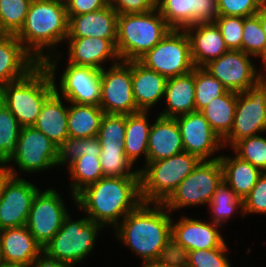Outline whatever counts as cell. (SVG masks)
I'll use <instances>...</instances> for the list:
<instances>
[{
    "mask_svg": "<svg viewBox=\"0 0 266 267\" xmlns=\"http://www.w3.org/2000/svg\"><path fill=\"white\" fill-rule=\"evenodd\" d=\"M171 217L163 203L141 202L114 228L115 235L143 264L164 261L173 257Z\"/></svg>",
    "mask_w": 266,
    "mask_h": 267,
    "instance_id": "cell-1",
    "label": "cell"
},
{
    "mask_svg": "<svg viewBox=\"0 0 266 267\" xmlns=\"http://www.w3.org/2000/svg\"><path fill=\"white\" fill-rule=\"evenodd\" d=\"M75 197V205L90 220L114 229L142 202L140 176L103 177L84 187Z\"/></svg>",
    "mask_w": 266,
    "mask_h": 267,
    "instance_id": "cell-2",
    "label": "cell"
},
{
    "mask_svg": "<svg viewBox=\"0 0 266 267\" xmlns=\"http://www.w3.org/2000/svg\"><path fill=\"white\" fill-rule=\"evenodd\" d=\"M68 32L69 17L63 0H32L15 36L38 63H44L56 53L53 48L66 42Z\"/></svg>",
    "mask_w": 266,
    "mask_h": 267,
    "instance_id": "cell-3",
    "label": "cell"
},
{
    "mask_svg": "<svg viewBox=\"0 0 266 267\" xmlns=\"http://www.w3.org/2000/svg\"><path fill=\"white\" fill-rule=\"evenodd\" d=\"M55 92L50 71L39 63L25 77L0 89V100L16 117L21 127L35 124L45 101Z\"/></svg>",
    "mask_w": 266,
    "mask_h": 267,
    "instance_id": "cell-4",
    "label": "cell"
},
{
    "mask_svg": "<svg viewBox=\"0 0 266 267\" xmlns=\"http://www.w3.org/2000/svg\"><path fill=\"white\" fill-rule=\"evenodd\" d=\"M159 10L118 14L116 49L121 61H138L171 30Z\"/></svg>",
    "mask_w": 266,
    "mask_h": 267,
    "instance_id": "cell-5",
    "label": "cell"
},
{
    "mask_svg": "<svg viewBox=\"0 0 266 267\" xmlns=\"http://www.w3.org/2000/svg\"><path fill=\"white\" fill-rule=\"evenodd\" d=\"M201 160L188 152L151 161L139 170L142 202L164 203Z\"/></svg>",
    "mask_w": 266,
    "mask_h": 267,
    "instance_id": "cell-6",
    "label": "cell"
},
{
    "mask_svg": "<svg viewBox=\"0 0 266 267\" xmlns=\"http://www.w3.org/2000/svg\"><path fill=\"white\" fill-rule=\"evenodd\" d=\"M103 226L87 216L73 220L68 215L59 231L43 247V251L59 262L76 265L93 252L98 233Z\"/></svg>",
    "mask_w": 266,
    "mask_h": 267,
    "instance_id": "cell-7",
    "label": "cell"
},
{
    "mask_svg": "<svg viewBox=\"0 0 266 267\" xmlns=\"http://www.w3.org/2000/svg\"><path fill=\"white\" fill-rule=\"evenodd\" d=\"M222 181L223 170L219 159L201 160L163 205L171 213L188 206L208 205Z\"/></svg>",
    "mask_w": 266,
    "mask_h": 267,
    "instance_id": "cell-8",
    "label": "cell"
},
{
    "mask_svg": "<svg viewBox=\"0 0 266 267\" xmlns=\"http://www.w3.org/2000/svg\"><path fill=\"white\" fill-rule=\"evenodd\" d=\"M56 55H51L43 63L51 73L55 83V91L63 96L66 102L99 105L101 99V70L91 66H77L68 63L60 77V88L58 89L55 77L57 73L55 71L57 70L58 58L60 60L61 55L57 53Z\"/></svg>",
    "mask_w": 266,
    "mask_h": 267,
    "instance_id": "cell-9",
    "label": "cell"
},
{
    "mask_svg": "<svg viewBox=\"0 0 266 267\" xmlns=\"http://www.w3.org/2000/svg\"><path fill=\"white\" fill-rule=\"evenodd\" d=\"M138 61L166 79L187 74L195 67L191 58L190 40L184 29H171Z\"/></svg>",
    "mask_w": 266,
    "mask_h": 267,
    "instance_id": "cell-10",
    "label": "cell"
},
{
    "mask_svg": "<svg viewBox=\"0 0 266 267\" xmlns=\"http://www.w3.org/2000/svg\"><path fill=\"white\" fill-rule=\"evenodd\" d=\"M266 132V80H260L245 92L237 93L234 122L222 140L231 147L239 140Z\"/></svg>",
    "mask_w": 266,
    "mask_h": 267,
    "instance_id": "cell-11",
    "label": "cell"
},
{
    "mask_svg": "<svg viewBox=\"0 0 266 267\" xmlns=\"http://www.w3.org/2000/svg\"><path fill=\"white\" fill-rule=\"evenodd\" d=\"M101 70V99L104 114L128 115L140 112L132 92V61H120Z\"/></svg>",
    "mask_w": 266,
    "mask_h": 267,
    "instance_id": "cell-12",
    "label": "cell"
},
{
    "mask_svg": "<svg viewBox=\"0 0 266 267\" xmlns=\"http://www.w3.org/2000/svg\"><path fill=\"white\" fill-rule=\"evenodd\" d=\"M40 190L33 199L26 227L43 248L59 231L69 213L60 193L52 188Z\"/></svg>",
    "mask_w": 266,
    "mask_h": 267,
    "instance_id": "cell-13",
    "label": "cell"
},
{
    "mask_svg": "<svg viewBox=\"0 0 266 267\" xmlns=\"http://www.w3.org/2000/svg\"><path fill=\"white\" fill-rule=\"evenodd\" d=\"M57 159L58 146L31 126L21 128L17 151L6 164L13 161L20 171L31 174L57 167Z\"/></svg>",
    "mask_w": 266,
    "mask_h": 267,
    "instance_id": "cell-14",
    "label": "cell"
},
{
    "mask_svg": "<svg viewBox=\"0 0 266 267\" xmlns=\"http://www.w3.org/2000/svg\"><path fill=\"white\" fill-rule=\"evenodd\" d=\"M250 58L253 56L242 50H229L219 58L211 60L204 68L228 90L245 92L260 80H266V75L258 72Z\"/></svg>",
    "mask_w": 266,
    "mask_h": 267,
    "instance_id": "cell-15",
    "label": "cell"
},
{
    "mask_svg": "<svg viewBox=\"0 0 266 267\" xmlns=\"http://www.w3.org/2000/svg\"><path fill=\"white\" fill-rule=\"evenodd\" d=\"M172 218V252L173 257L180 259L186 252L212 249L223 246L225 239L218 231L220 225L201 221L187 216L173 223Z\"/></svg>",
    "mask_w": 266,
    "mask_h": 267,
    "instance_id": "cell-16",
    "label": "cell"
},
{
    "mask_svg": "<svg viewBox=\"0 0 266 267\" xmlns=\"http://www.w3.org/2000/svg\"><path fill=\"white\" fill-rule=\"evenodd\" d=\"M6 165L12 176L5 183L0 199V230L26 225L33 199L40 189L18 177L12 165Z\"/></svg>",
    "mask_w": 266,
    "mask_h": 267,
    "instance_id": "cell-17",
    "label": "cell"
},
{
    "mask_svg": "<svg viewBox=\"0 0 266 267\" xmlns=\"http://www.w3.org/2000/svg\"><path fill=\"white\" fill-rule=\"evenodd\" d=\"M179 127L184 151L196 155L200 160H216L220 156L210 158L223 149L222 139L212 130L209 122L200 111L175 117ZM210 158V159H209Z\"/></svg>",
    "mask_w": 266,
    "mask_h": 267,
    "instance_id": "cell-18",
    "label": "cell"
},
{
    "mask_svg": "<svg viewBox=\"0 0 266 267\" xmlns=\"http://www.w3.org/2000/svg\"><path fill=\"white\" fill-rule=\"evenodd\" d=\"M157 9L172 29L214 23L219 16L217 0H158Z\"/></svg>",
    "mask_w": 266,
    "mask_h": 267,
    "instance_id": "cell-19",
    "label": "cell"
},
{
    "mask_svg": "<svg viewBox=\"0 0 266 267\" xmlns=\"http://www.w3.org/2000/svg\"><path fill=\"white\" fill-rule=\"evenodd\" d=\"M66 40L69 48L68 63L73 65L91 66L102 70L105 68L102 64L108 59H111L113 64L121 61L116 49V39L85 37Z\"/></svg>",
    "mask_w": 266,
    "mask_h": 267,
    "instance_id": "cell-20",
    "label": "cell"
},
{
    "mask_svg": "<svg viewBox=\"0 0 266 267\" xmlns=\"http://www.w3.org/2000/svg\"><path fill=\"white\" fill-rule=\"evenodd\" d=\"M184 30L190 40L191 58L195 67H204L229 51L215 23H198Z\"/></svg>",
    "mask_w": 266,
    "mask_h": 267,
    "instance_id": "cell-21",
    "label": "cell"
},
{
    "mask_svg": "<svg viewBox=\"0 0 266 267\" xmlns=\"http://www.w3.org/2000/svg\"><path fill=\"white\" fill-rule=\"evenodd\" d=\"M38 64L15 35L0 39V89L25 77Z\"/></svg>",
    "mask_w": 266,
    "mask_h": 267,
    "instance_id": "cell-22",
    "label": "cell"
},
{
    "mask_svg": "<svg viewBox=\"0 0 266 267\" xmlns=\"http://www.w3.org/2000/svg\"><path fill=\"white\" fill-rule=\"evenodd\" d=\"M69 17L67 38L117 39V11L110 5L103 9Z\"/></svg>",
    "mask_w": 266,
    "mask_h": 267,
    "instance_id": "cell-23",
    "label": "cell"
},
{
    "mask_svg": "<svg viewBox=\"0 0 266 267\" xmlns=\"http://www.w3.org/2000/svg\"><path fill=\"white\" fill-rule=\"evenodd\" d=\"M1 261L33 264L43 251L26 225L0 230Z\"/></svg>",
    "mask_w": 266,
    "mask_h": 267,
    "instance_id": "cell-24",
    "label": "cell"
},
{
    "mask_svg": "<svg viewBox=\"0 0 266 267\" xmlns=\"http://www.w3.org/2000/svg\"><path fill=\"white\" fill-rule=\"evenodd\" d=\"M183 151L176 119L158 115L149 132L147 162L166 159Z\"/></svg>",
    "mask_w": 266,
    "mask_h": 267,
    "instance_id": "cell-25",
    "label": "cell"
},
{
    "mask_svg": "<svg viewBox=\"0 0 266 267\" xmlns=\"http://www.w3.org/2000/svg\"><path fill=\"white\" fill-rule=\"evenodd\" d=\"M167 79L146 68L139 61H132V92L140 111H150L165 96Z\"/></svg>",
    "mask_w": 266,
    "mask_h": 267,
    "instance_id": "cell-26",
    "label": "cell"
},
{
    "mask_svg": "<svg viewBox=\"0 0 266 267\" xmlns=\"http://www.w3.org/2000/svg\"><path fill=\"white\" fill-rule=\"evenodd\" d=\"M164 98L166 109L159 116L175 118L196 111L195 67L187 74L167 79Z\"/></svg>",
    "mask_w": 266,
    "mask_h": 267,
    "instance_id": "cell-27",
    "label": "cell"
},
{
    "mask_svg": "<svg viewBox=\"0 0 266 267\" xmlns=\"http://www.w3.org/2000/svg\"><path fill=\"white\" fill-rule=\"evenodd\" d=\"M63 98L55 91L42 106L41 112L33 127L41 131L52 142L59 146L68 134V106H64Z\"/></svg>",
    "mask_w": 266,
    "mask_h": 267,
    "instance_id": "cell-28",
    "label": "cell"
},
{
    "mask_svg": "<svg viewBox=\"0 0 266 267\" xmlns=\"http://www.w3.org/2000/svg\"><path fill=\"white\" fill-rule=\"evenodd\" d=\"M221 155L219 161L223 170V181L235 191L239 198L244 199L262 172L250 162L244 161L236 155L235 157Z\"/></svg>",
    "mask_w": 266,
    "mask_h": 267,
    "instance_id": "cell-29",
    "label": "cell"
},
{
    "mask_svg": "<svg viewBox=\"0 0 266 267\" xmlns=\"http://www.w3.org/2000/svg\"><path fill=\"white\" fill-rule=\"evenodd\" d=\"M147 114L148 111H140L126 115L124 152L133 166L140 155H145V164L147 163L148 139L151 128Z\"/></svg>",
    "mask_w": 266,
    "mask_h": 267,
    "instance_id": "cell-30",
    "label": "cell"
},
{
    "mask_svg": "<svg viewBox=\"0 0 266 267\" xmlns=\"http://www.w3.org/2000/svg\"><path fill=\"white\" fill-rule=\"evenodd\" d=\"M68 105V134L72 138L97 137L104 112L99 105Z\"/></svg>",
    "mask_w": 266,
    "mask_h": 267,
    "instance_id": "cell-31",
    "label": "cell"
},
{
    "mask_svg": "<svg viewBox=\"0 0 266 267\" xmlns=\"http://www.w3.org/2000/svg\"><path fill=\"white\" fill-rule=\"evenodd\" d=\"M237 93L228 90L223 96L211 100L200 112L209 122L212 130L223 140L234 122Z\"/></svg>",
    "mask_w": 266,
    "mask_h": 267,
    "instance_id": "cell-32",
    "label": "cell"
},
{
    "mask_svg": "<svg viewBox=\"0 0 266 267\" xmlns=\"http://www.w3.org/2000/svg\"><path fill=\"white\" fill-rule=\"evenodd\" d=\"M101 146L100 163L104 177L140 176L139 170H133V164L127 159L124 141H99Z\"/></svg>",
    "mask_w": 266,
    "mask_h": 267,
    "instance_id": "cell-33",
    "label": "cell"
},
{
    "mask_svg": "<svg viewBox=\"0 0 266 267\" xmlns=\"http://www.w3.org/2000/svg\"><path fill=\"white\" fill-rule=\"evenodd\" d=\"M68 171L72 180L69 188L71 189L70 193L74 202H76L75 195L79 191L104 177L100 163V154H85L78 157L68 166Z\"/></svg>",
    "mask_w": 266,
    "mask_h": 267,
    "instance_id": "cell-34",
    "label": "cell"
},
{
    "mask_svg": "<svg viewBox=\"0 0 266 267\" xmlns=\"http://www.w3.org/2000/svg\"><path fill=\"white\" fill-rule=\"evenodd\" d=\"M211 220L215 224L222 226V224L229 221L230 217H233L235 211L240 208L241 216L244 215V205L243 199L239 198L235 191L228 186L224 181L217 187L216 191L213 193L212 200L209 202Z\"/></svg>",
    "mask_w": 266,
    "mask_h": 267,
    "instance_id": "cell-35",
    "label": "cell"
},
{
    "mask_svg": "<svg viewBox=\"0 0 266 267\" xmlns=\"http://www.w3.org/2000/svg\"><path fill=\"white\" fill-rule=\"evenodd\" d=\"M21 126L0 100V162L6 164L17 151Z\"/></svg>",
    "mask_w": 266,
    "mask_h": 267,
    "instance_id": "cell-36",
    "label": "cell"
},
{
    "mask_svg": "<svg viewBox=\"0 0 266 267\" xmlns=\"http://www.w3.org/2000/svg\"><path fill=\"white\" fill-rule=\"evenodd\" d=\"M228 89L204 67H195V106L201 111L213 98L223 96Z\"/></svg>",
    "mask_w": 266,
    "mask_h": 267,
    "instance_id": "cell-37",
    "label": "cell"
},
{
    "mask_svg": "<svg viewBox=\"0 0 266 267\" xmlns=\"http://www.w3.org/2000/svg\"><path fill=\"white\" fill-rule=\"evenodd\" d=\"M32 0H0V29L16 35L22 28Z\"/></svg>",
    "mask_w": 266,
    "mask_h": 267,
    "instance_id": "cell-38",
    "label": "cell"
},
{
    "mask_svg": "<svg viewBox=\"0 0 266 267\" xmlns=\"http://www.w3.org/2000/svg\"><path fill=\"white\" fill-rule=\"evenodd\" d=\"M101 146L97 137L72 138L68 137L58 146L56 166H69L78 157L85 154H100Z\"/></svg>",
    "mask_w": 266,
    "mask_h": 267,
    "instance_id": "cell-39",
    "label": "cell"
},
{
    "mask_svg": "<svg viewBox=\"0 0 266 267\" xmlns=\"http://www.w3.org/2000/svg\"><path fill=\"white\" fill-rule=\"evenodd\" d=\"M232 150L240 159L266 172V137L255 135L237 141Z\"/></svg>",
    "mask_w": 266,
    "mask_h": 267,
    "instance_id": "cell-40",
    "label": "cell"
},
{
    "mask_svg": "<svg viewBox=\"0 0 266 267\" xmlns=\"http://www.w3.org/2000/svg\"><path fill=\"white\" fill-rule=\"evenodd\" d=\"M227 249L225 243L219 248L188 251L179 260L183 267H231Z\"/></svg>",
    "mask_w": 266,
    "mask_h": 267,
    "instance_id": "cell-41",
    "label": "cell"
},
{
    "mask_svg": "<svg viewBox=\"0 0 266 267\" xmlns=\"http://www.w3.org/2000/svg\"><path fill=\"white\" fill-rule=\"evenodd\" d=\"M242 51L255 58L266 51V36L256 15L244 18Z\"/></svg>",
    "mask_w": 266,
    "mask_h": 267,
    "instance_id": "cell-42",
    "label": "cell"
},
{
    "mask_svg": "<svg viewBox=\"0 0 266 267\" xmlns=\"http://www.w3.org/2000/svg\"><path fill=\"white\" fill-rule=\"evenodd\" d=\"M229 50H242L244 18L239 16H218L214 22Z\"/></svg>",
    "mask_w": 266,
    "mask_h": 267,
    "instance_id": "cell-43",
    "label": "cell"
},
{
    "mask_svg": "<svg viewBox=\"0 0 266 267\" xmlns=\"http://www.w3.org/2000/svg\"><path fill=\"white\" fill-rule=\"evenodd\" d=\"M126 115L104 114L100 122L97 138L99 141H124Z\"/></svg>",
    "mask_w": 266,
    "mask_h": 267,
    "instance_id": "cell-44",
    "label": "cell"
},
{
    "mask_svg": "<svg viewBox=\"0 0 266 267\" xmlns=\"http://www.w3.org/2000/svg\"><path fill=\"white\" fill-rule=\"evenodd\" d=\"M219 16L251 17L258 13L262 0H217Z\"/></svg>",
    "mask_w": 266,
    "mask_h": 267,
    "instance_id": "cell-45",
    "label": "cell"
},
{
    "mask_svg": "<svg viewBox=\"0 0 266 267\" xmlns=\"http://www.w3.org/2000/svg\"><path fill=\"white\" fill-rule=\"evenodd\" d=\"M244 215L266 214V172H263L250 193L243 199Z\"/></svg>",
    "mask_w": 266,
    "mask_h": 267,
    "instance_id": "cell-46",
    "label": "cell"
},
{
    "mask_svg": "<svg viewBox=\"0 0 266 267\" xmlns=\"http://www.w3.org/2000/svg\"><path fill=\"white\" fill-rule=\"evenodd\" d=\"M118 14L145 13L157 8L155 0H108Z\"/></svg>",
    "mask_w": 266,
    "mask_h": 267,
    "instance_id": "cell-47",
    "label": "cell"
},
{
    "mask_svg": "<svg viewBox=\"0 0 266 267\" xmlns=\"http://www.w3.org/2000/svg\"><path fill=\"white\" fill-rule=\"evenodd\" d=\"M68 16L94 12L108 6V0H64Z\"/></svg>",
    "mask_w": 266,
    "mask_h": 267,
    "instance_id": "cell-48",
    "label": "cell"
},
{
    "mask_svg": "<svg viewBox=\"0 0 266 267\" xmlns=\"http://www.w3.org/2000/svg\"><path fill=\"white\" fill-rule=\"evenodd\" d=\"M70 263H63L57 261L55 258L49 256L46 252L42 251L35 262L32 264V267H74Z\"/></svg>",
    "mask_w": 266,
    "mask_h": 267,
    "instance_id": "cell-49",
    "label": "cell"
},
{
    "mask_svg": "<svg viewBox=\"0 0 266 267\" xmlns=\"http://www.w3.org/2000/svg\"><path fill=\"white\" fill-rule=\"evenodd\" d=\"M143 267H183V265L179 259L172 257L160 262L144 263Z\"/></svg>",
    "mask_w": 266,
    "mask_h": 267,
    "instance_id": "cell-50",
    "label": "cell"
},
{
    "mask_svg": "<svg viewBox=\"0 0 266 267\" xmlns=\"http://www.w3.org/2000/svg\"><path fill=\"white\" fill-rule=\"evenodd\" d=\"M12 176L11 171L6 164L0 165V199L2 197L3 188L7 180Z\"/></svg>",
    "mask_w": 266,
    "mask_h": 267,
    "instance_id": "cell-51",
    "label": "cell"
},
{
    "mask_svg": "<svg viewBox=\"0 0 266 267\" xmlns=\"http://www.w3.org/2000/svg\"><path fill=\"white\" fill-rule=\"evenodd\" d=\"M256 16L259 18L262 30L264 31V34L266 36V5H262L256 14Z\"/></svg>",
    "mask_w": 266,
    "mask_h": 267,
    "instance_id": "cell-52",
    "label": "cell"
},
{
    "mask_svg": "<svg viewBox=\"0 0 266 267\" xmlns=\"http://www.w3.org/2000/svg\"><path fill=\"white\" fill-rule=\"evenodd\" d=\"M0 267H32V264L5 263L1 262Z\"/></svg>",
    "mask_w": 266,
    "mask_h": 267,
    "instance_id": "cell-53",
    "label": "cell"
},
{
    "mask_svg": "<svg viewBox=\"0 0 266 267\" xmlns=\"http://www.w3.org/2000/svg\"><path fill=\"white\" fill-rule=\"evenodd\" d=\"M261 59L263 60V67L266 69V51L265 53L261 56Z\"/></svg>",
    "mask_w": 266,
    "mask_h": 267,
    "instance_id": "cell-54",
    "label": "cell"
},
{
    "mask_svg": "<svg viewBox=\"0 0 266 267\" xmlns=\"http://www.w3.org/2000/svg\"><path fill=\"white\" fill-rule=\"evenodd\" d=\"M5 34L1 31L0 29V39L4 36Z\"/></svg>",
    "mask_w": 266,
    "mask_h": 267,
    "instance_id": "cell-55",
    "label": "cell"
},
{
    "mask_svg": "<svg viewBox=\"0 0 266 267\" xmlns=\"http://www.w3.org/2000/svg\"><path fill=\"white\" fill-rule=\"evenodd\" d=\"M2 261H1V246H0V263H1Z\"/></svg>",
    "mask_w": 266,
    "mask_h": 267,
    "instance_id": "cell-56",
    "label": "cell"
},
{
    "mask_svg": "<svg viewBox=\"0 0 266 267\" xmlns=\"http://www.w3.org/2000/svg\"><path fill=\"white\" fill-rule=\"evenodd\" d=\"M262 3H263L264 5H266V0H262Z\"/></svg>",
    "mask_w": 266,
    "mask_h": 267,
    "instance_id": "cell-57",
    "label": "cell"
}]
</instances>
